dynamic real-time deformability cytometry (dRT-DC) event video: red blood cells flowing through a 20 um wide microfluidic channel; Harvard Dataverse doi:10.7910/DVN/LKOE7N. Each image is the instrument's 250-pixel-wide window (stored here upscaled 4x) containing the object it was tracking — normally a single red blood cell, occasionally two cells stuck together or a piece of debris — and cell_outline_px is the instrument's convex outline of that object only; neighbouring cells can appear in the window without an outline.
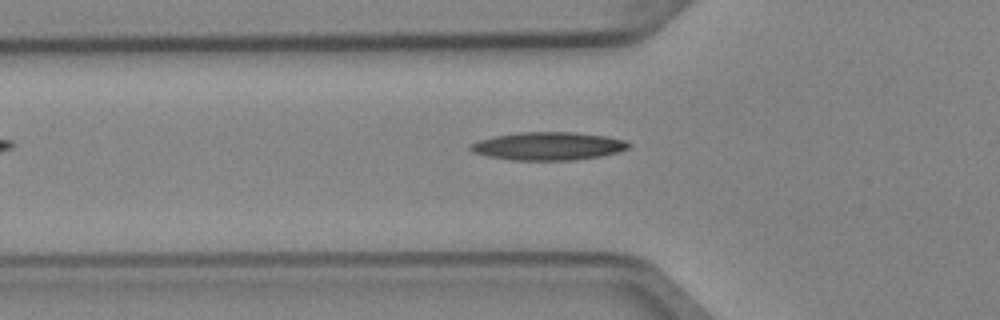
{"species": "Egyptian fruit bat (a non-hibernating species)", "species_latin": "Rousettus aegyptiacus", "temperature_condition": "cold", "stored_images_in_passage": 2, "camera_frame_rate_fps": 3000, "um_per_image_px": 0.085, "animal": {"sex": "female"}, "frame": {"image": 1, "passage_image": 2, "time_ms": 0.333, "image_size_px": [1000, 320], "cell_outline_px": [[632, 144], [628, 148], [616, 152], [600, 156], [572, 160], [512, 160], [488, 156], [472, 152], [468, 148], [468, 144], [480, 140], [496, 136], [516, 132], [576, 132], [604, 136], [624, 140]], "centroid_in_image_um": [46.56, 12.41], "position_along_channel_um": 79.2, "area_um2": 25.78}}